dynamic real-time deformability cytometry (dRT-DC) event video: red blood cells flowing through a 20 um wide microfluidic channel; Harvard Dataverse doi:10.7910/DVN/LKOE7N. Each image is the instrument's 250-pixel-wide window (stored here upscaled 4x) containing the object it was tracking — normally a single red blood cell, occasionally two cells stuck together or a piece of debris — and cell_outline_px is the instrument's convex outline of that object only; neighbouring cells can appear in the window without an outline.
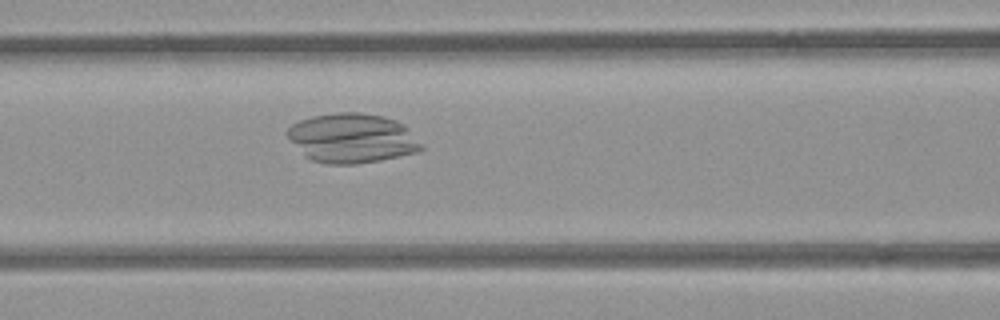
{"species": "common noctule bat (a hibernating species)", "species_latin": "Nyctalus noctula", "temperature_condition": "room temperature", "stored_images_in_passage": 36, "camera_frame_rate_fps": 3000, "um_per_image_px": 0.085, "animal": {"sex": "female", "body_mass_g": 21.9}, "frame": {"image": 1, "passage_image": 9, "time_ms": 2.667, "image_size_px": [1000, 320], "cell_outline_px": [[424, 148], [416, 152], [380, 160], [356, 164], [328, 164], [312, 160], [304, 156], [288, 136], [288, 128], [292, 124], [300, 120], [312, 116], [336, 112], [360, 112], [384, 116], [396, 120], [404, 124], [408, 128]], "centroid_in_image_um": [29.93, 11.73], "position_along_channel_um": 136.7, "area_um2": 38.49}}
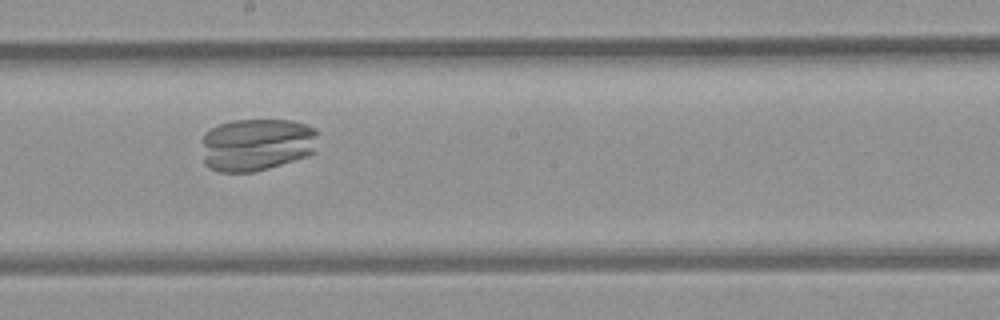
{"frame": {"image": 2, "passage_image": 16, "time_ms": 5.0, "image_size_px": [1000, 320], "cell_outline_px": [[316, 152], [308, 156], [268, 168], [252, 172], [220, 172], [208, 168], [204, 164], [204, 132], [220, 124], [232, 120], [292, 120], [316, 128]], "centroid_in_image_um": [21.84, 12.29], "position_along_channel_um": 226.4, "area_um2": 35.78}}
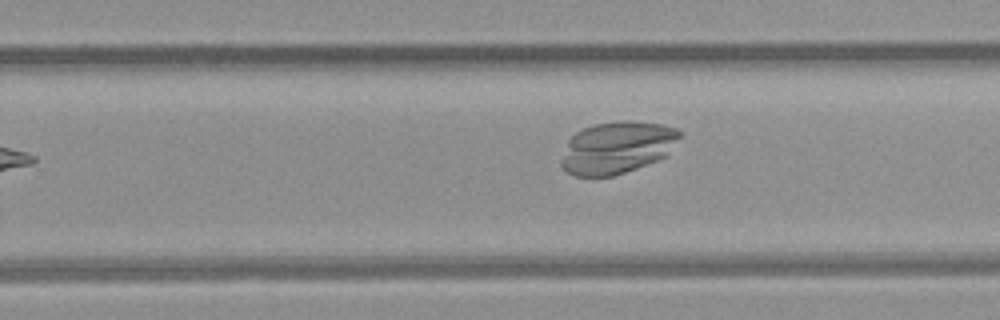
{"frame": {"image": 3, "passage_image": 20, "time_ms": 6.333, "image_size_px": [1000, 320], "cell_outline_px": [[680, 136], [664, 156], [656, 160], [636, 168], [612, 176], [576, 176], [568, 172], [560, 164], [568, 140], [576, 132], [592, 124], [624, 120], [628, 120], [664, 124], [676, 128], [680, 132]], "centroid_in_image_um": [52.43, 12.52], "position_along_channel_um": 277.4, "area_um2": 35.55}}